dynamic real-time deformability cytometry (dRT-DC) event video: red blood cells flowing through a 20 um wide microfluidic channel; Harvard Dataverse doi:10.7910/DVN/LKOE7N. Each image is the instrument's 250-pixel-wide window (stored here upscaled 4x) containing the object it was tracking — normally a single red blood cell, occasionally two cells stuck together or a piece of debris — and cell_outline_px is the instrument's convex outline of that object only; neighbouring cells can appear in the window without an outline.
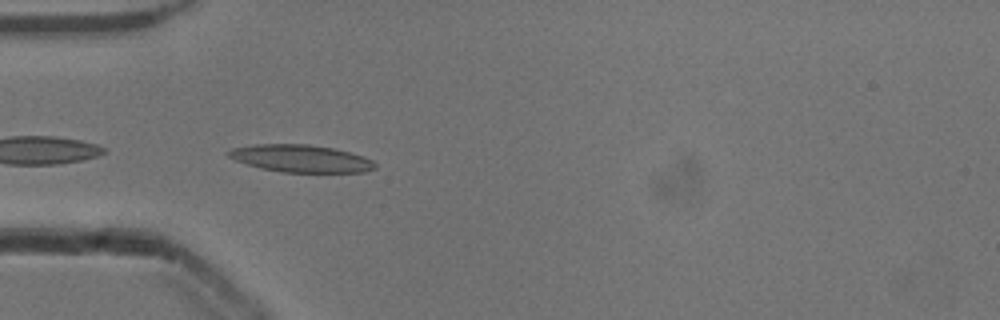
{"species": "common noctule bat (a hibernating species)", "species_latin": "Nyctalus noctula", "temperature_condition": "cold", "stored_images_in_passage": 14, "camera_frame_rate_fps": 3000, "um_per_image_px": 0.085, "animal": {"sex": "male", "body_mass_g": 13.3}, "frame": {"image": 1, "passage_image": 1, "time_ms": 0.0, "image_size_px": [1000, 320], "cell_outline_px": [[376, 168], [364, 172], [280, 172], [260, 168], [236, 160], [228, 156], [224, 152], [232, 148], [252, 144], [308, 144], [336, 148], [364, 156], [372, 160], [376, 164]], "centroid_in_image_um": [25.57, 13.46], "position_along_channel_um": 59.4, "area_um2": 23.58}}
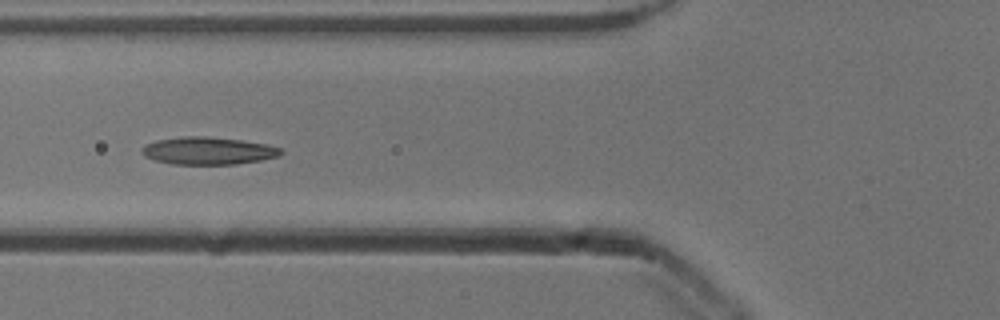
{"frame": {"image": 2, "passage_image": 5, "time_ms": 1.333, "image_size_px": [1000, 320], "cell_outline_px": [[284, 152], [280, 156], [260, 160], [236, 164], [172, 164], [156, 160], [144, 156], [140, 152], [144, 144], [156, 140], [184, 136], [204, 136], [240, 140], [264, 144], [280, 148]], "centroid_in_image_um": [17.66, 12.81], "position_along_channel_um": 108.1, "area_um2": 22.2}}
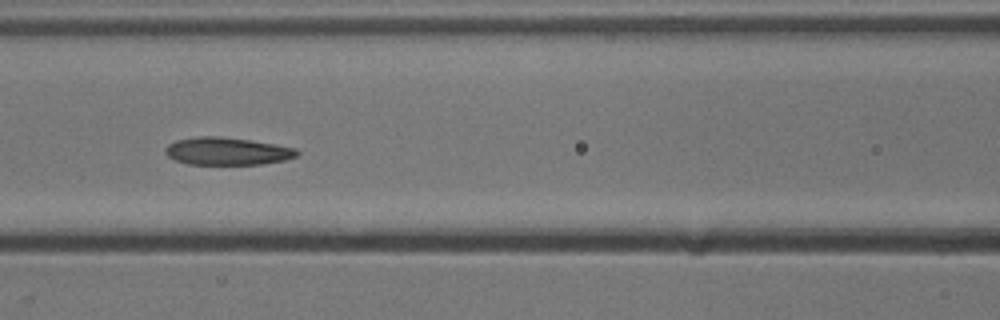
{"frame": {"image": 3, "passage_image": 8, "time_ms": 2.333, "image_size_px": [1000, 320], "cell_outline_px": [[300, 152], [296, 156], [284, 160], [260, 164], [188, 164], [176, 160], [168, 156], [164, 152], [164, 148], [168, 144], [176, 140], [196, 136], [220, 136], [248, 140], [296, 148]], "centroid_in_image_um": [19.26, 12.85], "position_along_channel_um": 147.3, "area_um2": 21.04}}